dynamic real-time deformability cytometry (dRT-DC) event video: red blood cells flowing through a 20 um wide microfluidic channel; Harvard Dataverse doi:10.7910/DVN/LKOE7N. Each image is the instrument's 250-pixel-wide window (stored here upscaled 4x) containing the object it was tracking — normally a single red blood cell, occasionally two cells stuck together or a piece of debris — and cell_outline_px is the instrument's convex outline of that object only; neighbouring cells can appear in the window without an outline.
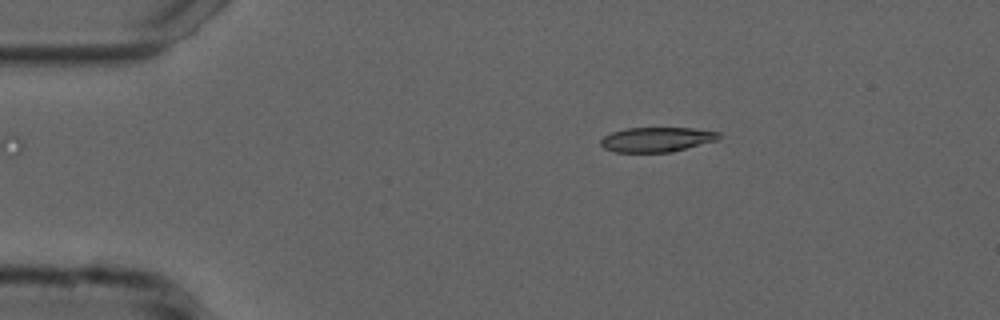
{"species": "common noctule bat (a hibernating species)", "species_latin": "Nyctalus noctula", "temperature_condition": "cold", "stored_images_in_passage": 46, "camera_frame_rate_fps": 3000, "um_per_image_px": 0.085, "animal": {"sex": "male", "forearm_length_mm": 52.5}, "frame": {"image": 1, "passage_image": 1, "time_ms": 0.0, "image_size_px": [1000, 320], "cell_outline_px": [[720, 140], [672, 152], [616, 152], [604, 148], [600, 144], [600, 140], [604, 136], [612, 132], [624, 128], [692, 128], [720, 132]], "centroid_in_image_um": [55.85, 11.86], "position_along_channel_um": 29.1, "area_um2": 17.17}}
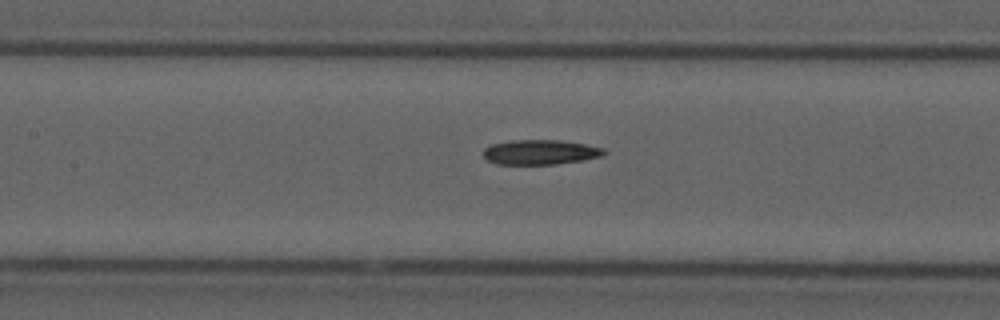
{"frame": {"image": 2, "passage_image": 16, "time_ms": 5.0, "image_size_px": [1000, 320], "cell_outline_px": [[608, 152], [600, 156], [584, 160], [556, 164], [496, 164], [488, 160], [484, 156], [484, 148], [492, 144], [512, 140], [560, 140], [584, 144], [604, 148]], "centroid_in_image_um": [45.93, 12.93], "position_along_channel_um": 161.5, "area_um2": 17.4}}
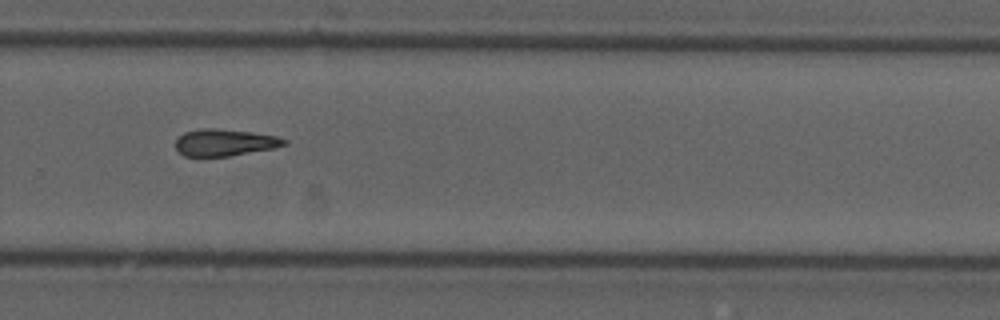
{"frame": {"image": 3, "passage_image": 28, "time_ms": 9.0, "image_size_px": [1000, 320], "cell_outline_px": [[288, 144], [272, 148], [228, 156], [200, 160], [184, 156], [176, 152], [176, 140], [184, 132], [204, 128], [216, 128], [252, 132], [276, 136], [288, 140]], "centroid_in_image_um": [19.01, 12.15], "position_along_channel_um": 310.8, "area_um2": 17.57}}